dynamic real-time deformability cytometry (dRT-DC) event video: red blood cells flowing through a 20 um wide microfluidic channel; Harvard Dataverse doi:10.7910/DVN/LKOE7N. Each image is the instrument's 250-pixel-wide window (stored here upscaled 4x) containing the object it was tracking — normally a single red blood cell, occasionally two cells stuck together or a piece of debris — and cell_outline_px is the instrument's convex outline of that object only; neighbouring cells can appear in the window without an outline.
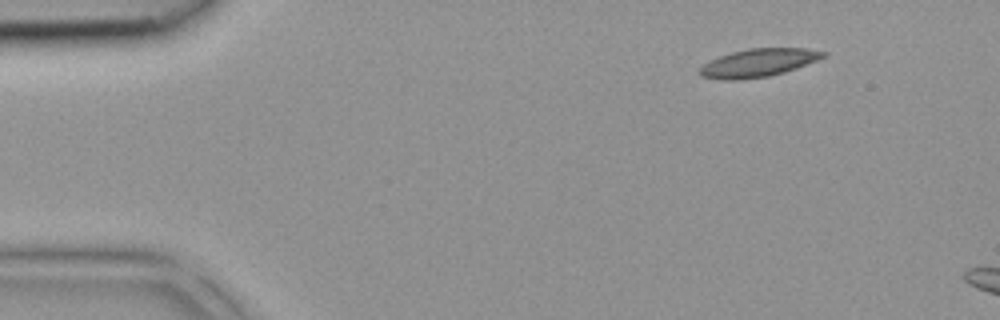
{"species": "common noctule bat (a hibernating species)", "species_latin": "Nyctalus noctula", "temperature_condition": "room temperature", "stored_images_in_passage": 5, "camera_frame_rate_fps": 3000, "um_per_image_px": 0.085, "animal": {"sex": "female", "body_mass_g": 18.4}, "frame": {"image": 1, "passage_image": 1, "time_ms": 0.0, "image_size_px": [1000, 320], "cell_outline_px": [[828, 56], [796, 68], [784, 72], [768, 76], [740, 80], [720, 80], [700, 76], [696, 72], [708, 60], [732, 52], [748, 48], [808, 48], [828, 52]], "centroid_in_image_um": [64.45, 5.34], "position_along_channel_um": 20.6, "area_um2": 20.46}}